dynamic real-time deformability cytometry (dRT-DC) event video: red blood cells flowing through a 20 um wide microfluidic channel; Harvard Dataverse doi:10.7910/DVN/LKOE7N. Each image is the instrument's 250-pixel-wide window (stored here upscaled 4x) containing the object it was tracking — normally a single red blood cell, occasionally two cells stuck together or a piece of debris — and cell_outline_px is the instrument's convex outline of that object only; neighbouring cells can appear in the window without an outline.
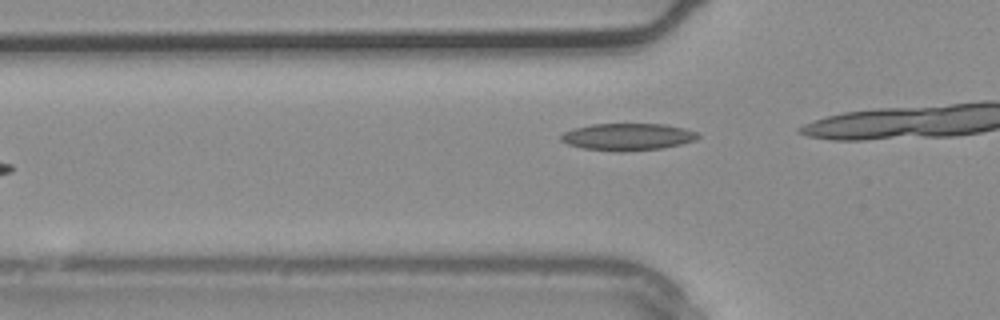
{"species": "common noctule bat (a hibernating species)", "species_latin": "Nyctalus noctula", "temperature_condition": "warm", "stored_images_in_passage": 6, "camera_frame_rate_fps": 3000, "um_per_image_px": 0.085, "animal": {"sex": "male", "body_mass_g": 20.4}, "frame": {"image": 1, "passage_image": 5, "time_ms": 1.333, "image_size_px": [1000, 320], "cell_outline_px": [[700, 136], [696, 140], [664, 148], [624, 152], [616, 152], [584, 148], [568, 144], [560, 140], [560, 136], [564, 132], [572, 128], [592, 124], [664, 124], [684, 128], [696, 132]], "centroid_in_image_um": [53.34, 11.63], "position_along_channel_um": 72.5, "area_um2": 21.73}}